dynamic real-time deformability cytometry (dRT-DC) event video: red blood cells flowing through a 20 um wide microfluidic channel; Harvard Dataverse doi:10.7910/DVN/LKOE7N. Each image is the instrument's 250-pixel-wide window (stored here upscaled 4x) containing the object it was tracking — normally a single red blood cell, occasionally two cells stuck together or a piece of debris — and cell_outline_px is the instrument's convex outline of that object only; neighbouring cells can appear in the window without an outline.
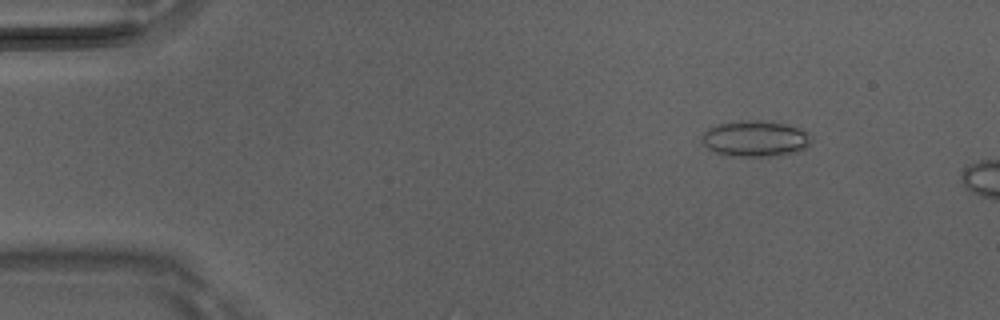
{"species": "Egyptian fruit bat (a non-hibernating species)", "species_latin": "Rousettus aegyptiacus", "temperature_condition": "room temperature", "stored_images_in_passage": 12, "camera_frame_rate_fps": 3000, "um_per_image_px": 0.085, "animal": {"sex": "male"}, "frame": {"image": 1, "passage_image": 7, "time_ms": 2.0, "image_size_px": [1000, 320], "cell_outline_px": [[812, 136], [808, 144], [804, 148], [796, 152], [780, 156], [732, 156], [716, 152], [708, 148], [700, 140], [700, 136], [708, 128], [716, 124], [740, 120], [756, 120], [784, 124], [808, 132]], "centroid_in_image_um": [64.16, 11.78], "position_along_channel_um": 20.8, "area_um2": 22.95}}